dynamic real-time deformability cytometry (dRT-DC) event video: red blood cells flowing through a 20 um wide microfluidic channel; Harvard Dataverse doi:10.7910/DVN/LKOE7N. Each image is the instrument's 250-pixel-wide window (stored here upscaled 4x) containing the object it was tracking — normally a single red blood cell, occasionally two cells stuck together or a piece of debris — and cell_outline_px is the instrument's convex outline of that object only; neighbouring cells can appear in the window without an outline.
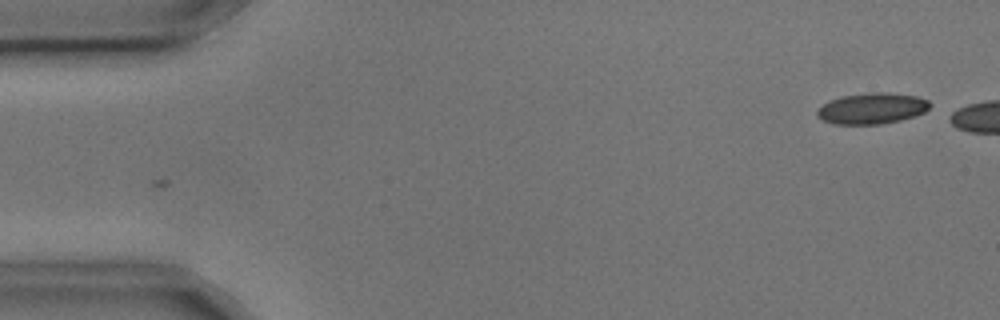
{"species": "common noctule bat (a hibernating species)", "species_latin": "Nyctalus noctula", "temperature_condition": "cold", "stored_images_in_passage": 2, "camera_frame_rate_fps": 3000, "um_per_image_px": 0.085, "animal": {"sex": "male", "body_mass_g": 17.9, "forearm_length_mm": 54.2}, "frame": {"image": 1, "passage_image": 2, "time_ms": 0.333, "image_size_px": [1000, 320], "cell_outline_px": [[932, 108], [916, 116], [900, 120], [880, 124], [832, 124], [816, 116], [816, 108], [840, 96], [872, 92], [888, 92], [916, 96], [928, 100], [932, 104]], "centroid_in_image_um": [74.14, 9.21], "position_along_channel_um": 10.9, "area_um2": 20.58}}